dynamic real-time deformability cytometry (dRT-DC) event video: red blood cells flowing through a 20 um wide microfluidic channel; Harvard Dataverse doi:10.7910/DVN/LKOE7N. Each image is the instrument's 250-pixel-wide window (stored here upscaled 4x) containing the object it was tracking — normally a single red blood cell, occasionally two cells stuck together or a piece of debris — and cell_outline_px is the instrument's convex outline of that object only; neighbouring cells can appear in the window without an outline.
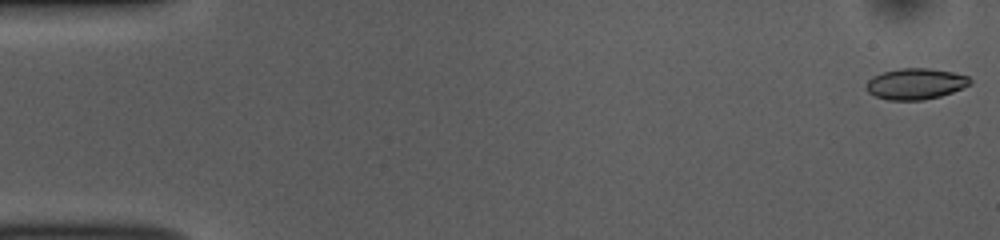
{"species": "common noctule bat (a hibernating species)", "species_latin": "Nyctalus noctula", "temperature_condition": "room temperature", "stored_images_in_passage": 52, "camera_frame_rate_fps": 3000, "um_per_image_px": 0.085, "animal": {"sex": "female", "body_mass_g": 10.0, "forearm_length_mm": 53.1}, "frame": {"image": 1, "passage_image": 1, "time_ms": 0.0, "image_size_px": [1000, 240], "cell_outline_px": [[972, 84], [964, 88], [940, 96], [924, 100], [888, 100], [876, 96], [868, 92], [864, 88], [868, 80], [872, 76], [884, 72], [900, 68], [928, 68], [952, 72], [968, 76], [972, 80]], "centroid_in_image_um": [77.83, 7.13], "position_along_channel_um": 7.2, "area_um2": 18.9}}
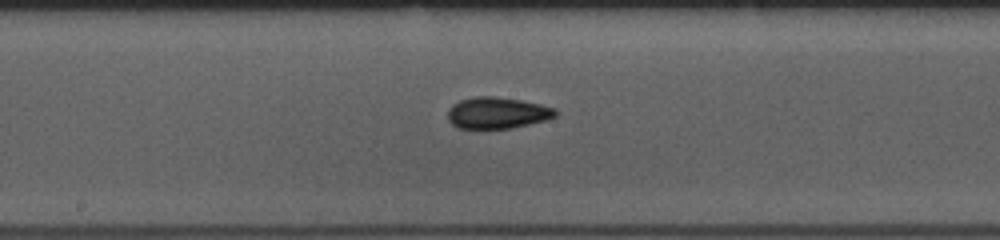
{"frame": {"image": 2, "passage_image": 27, "time_ms": 8.667, "image_size_px": [1000, 240], "cell_outline_px": [[560, 112], [556, 116], [548, 120], [512, 128], [456, 128], [448, 120], [448, 108], [452, 104], [460, 100], [476, 96], [492, 96], [520, 100], [540, 104], [556, 108]], "centroid_in_image_um": [42.29, 9.59], "position_along_channel_um": 205.9, "area_um2": 19.94}}
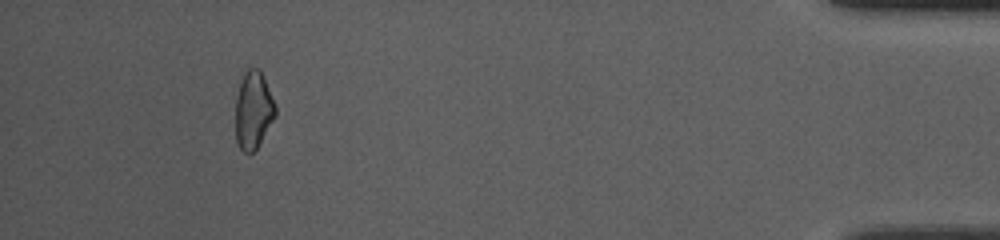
{"frame": {"image": 3, "passage_image": 48, "time_ms": 15.667, "image_size_px": [1000, 240], "cell_outline_px": [[276, 116], [256, 148], [248, 156], [240, 148], [236, 140], [236, 96], [240, 72], [248, 68], [260, 68], [276, 104]], "centroid_in_image_um": [21.52, 9.29], "position_along_channel_um": 413.7, "area_um2": 18.5}, "authors_computed_cell_mechanics": {"area_um2": 19.0451, "velocity_mm_per_s": 3.8714, "shape_relaxation_time_tau1_ms": 3.5227, "shape_relaxation_time_tau2_ms": 6.4923, "deformation_change_tau1": 0.0855, "deformation_change_tau2": 0.1149}}